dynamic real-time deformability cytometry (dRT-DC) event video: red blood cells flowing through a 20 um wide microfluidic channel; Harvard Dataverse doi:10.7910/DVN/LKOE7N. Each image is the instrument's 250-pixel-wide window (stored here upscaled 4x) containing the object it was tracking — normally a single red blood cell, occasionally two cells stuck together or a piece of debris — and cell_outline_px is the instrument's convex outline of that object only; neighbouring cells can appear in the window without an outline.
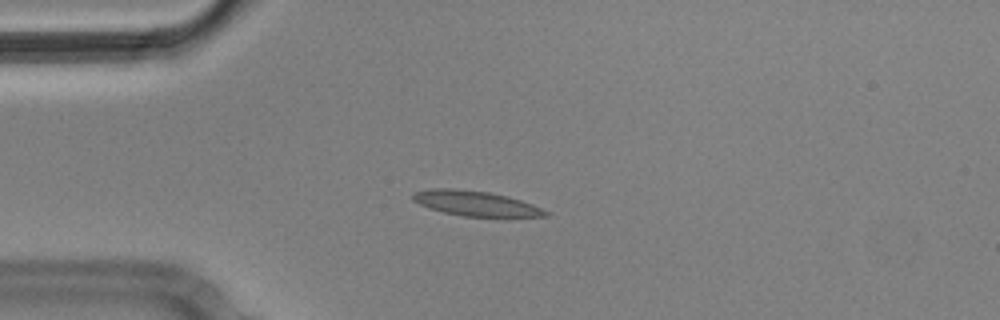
{"species": "Egyptian fruit bat (a non-hibernating species)", "species_latin": "Rousettus aegyptiacus", "temperature_condition": "cold", "stored_images_in_passage": 7, "camera_frame_rate_fps": 3000, "um_per_image_px": 0.085, "animal": {"sex": "male"}, "frame": {"image": 1, "passage_image": 3, "time_ms": 0.667, "image_size_px": [1000, 320], "cell_outline_px": [[552, 212], [548, 216], [464, 216], [444, 212], [428, 208], [412, 200], [412, 192], [432, 188], [452, 188], [488, 192], [508, 196], [532, 204]], "centroid_in_image_um": [40.41, 17.28], "position_along_channel_um": 44.6, "area_um2": 19.25}}
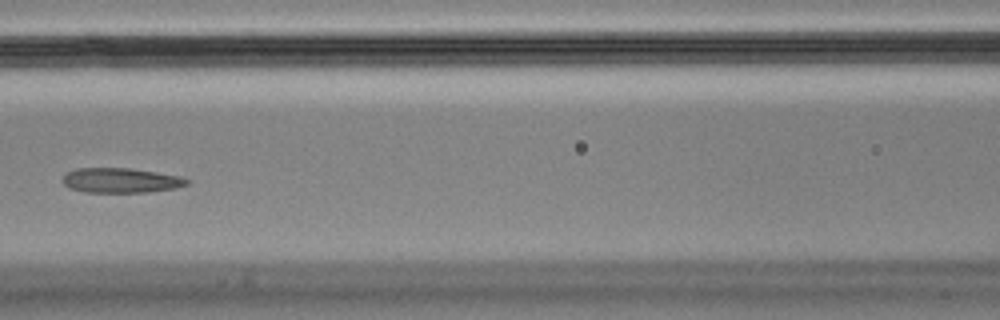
{"frame": {"image": 2, "passage_image": 6, "time_ms": 1.667, "image_size_px": [1000, 320], "cell_outline_px": [[188, 184], [176, 188], [148, 192], [84, 192], [68, 188], [60, 180], [68, 172], [76, 168], [132, 168], [180, 176], [188, 180]], "centroid_in_image_um": [10.24, 15.33], "position_along_channel_um": 156.4, "area_um2": 18.03}}
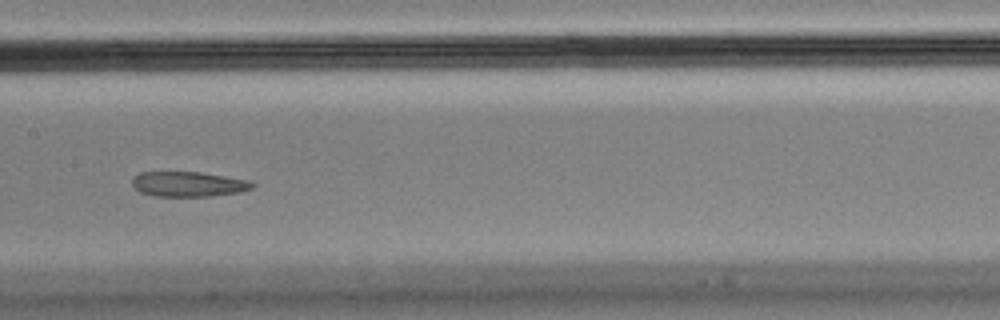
{"frame": {"image": 3, "passage_image": 7, "time_ms": 2.0, "image_size_px": [1000, 320], "cell_outline_px": [[256, 184], [252, 188], [240, 192], [208, 196], [152, 196], [140, 192], [132, 184], [132, 180], [140, 172], [200, 172], [252, 180]], "centroid_in_image_um": [16.05, 15.65], "position_along_channel_um": 191.3, "area_um2": 17.57}}